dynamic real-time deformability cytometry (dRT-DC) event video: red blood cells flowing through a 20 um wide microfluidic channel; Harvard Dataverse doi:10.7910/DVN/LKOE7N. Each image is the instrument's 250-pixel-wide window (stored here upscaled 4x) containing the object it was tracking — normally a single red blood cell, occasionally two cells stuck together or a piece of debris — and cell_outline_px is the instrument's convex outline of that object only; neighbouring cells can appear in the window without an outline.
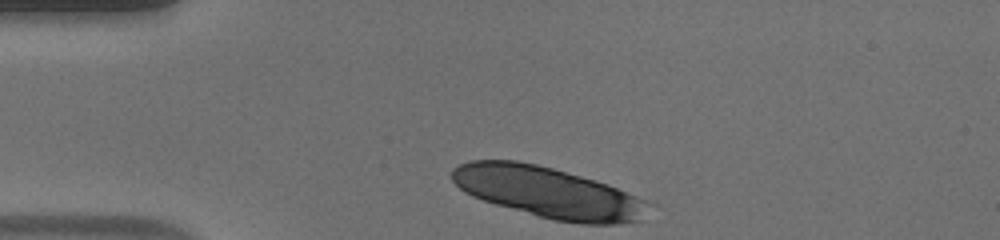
{"species": "human", "species_latin": "Homo sapiens", "temperature_condition": "warm", "stored_images_in_passage": 33, "camera_frame_rate_fps": 3000, "um_per_image_px": 0.085, "donor": {"sex": "male"}, "frame": {"image": 1, "passage_image": 1, "time_ms": 0.0, "image_size_px": [1000, 240], "cell_outline_px": [[644, 200], [640, 220], [616, 224], [580, 224], [552, 220], [496, 204], [472, 196], [464, 192], [452, 180], [452, 168], [460, 164], [472, 160], [516, 160], [536, 164], [552, 168], [608, 184], [636, 196]], "centroid_in_image_um": [46.49, 16.34], "position_along_channel_um": 38.5, "area_um2": 57.34}}